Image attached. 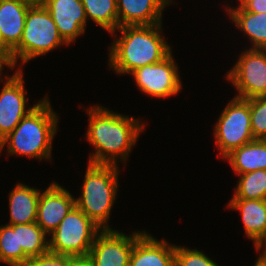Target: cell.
<instances>
[{"mask_svg":"<svg viewBox=\"0 0 266 266\" xmlns=\"http://www.w3.org/2000/svg\"><path fill=\"white\" fill-rule=\"evenodd\" d=\"M178 73L171 52L160 62L140 67L131 74L142 92L163 99L180 92L182 83Z\"/></svg>","mask_w":266,"mask_h":266,"instance_id":"cell-9","label":"cell"},{"mask_svg":"<svg viewBox=\"0 0 266 266\" xmlns=\"http://www.w3.org/2000/svg\"><path fill=\"white\" fill-rule=\"evenodd\" d=\"M61 44L68 46L60 36L48 10L44 6L29 7L20 43L10 52V60L14 68L18 59L22 62H20L22 66Z\"/></svg>","mask_w":266,"mask_h":266,"instance_id":"cell-5","label":"cell"},{"mask_svg":"<svg viewBox=\"0 0 266 266\" xmlns=\"http://www.w3.org/2000/svg\"><path fill=\"white\" fill-rule=\"evenodd\" d=\"M227 206L241 212L245 233L257 248L266 237V200L231 199Z\"/></svg>","mask_w":266,"mask_h":266,"instance_id":"cell-17","label":"cell"},{"mask_svg":"<svg viewBox=\"0 0 266 266\" xmlns=\"http://www.w3.org/2000/svg\"><path fill=\"white\" fill-rule=\"evenodd\" d=\"M29 7L22 0H0V42L9 53L20 43Z\"/></svg>","mask_w":266,"mask_h":266,"instance_id":"cell-16","label":"cell"},{"mask_svg":"<svg viewBox=\"0 0 266 266\" xmlns=\"http://www.w3.org/2000/svg\"><path fill=\"white\" fill-rule=\"evenodd\" d=\"M24 266H68V256L48 252L29 258Z\"/></svg>","mask_w":266,"mask_h":266,"instance_id":"cell-27","label":"cell"},{"mask_svg":"<svg viewBox=\"0 0 266 266\" xmlns=\"http://www.w3.org/2000/svg\"><path fill=\"white\" fill-rule=\"evenodd\" d=\"M232 199L266 200V170L239 174Z\"/></svg>","mask_w":266,"mask_h":266,"instance_id":"cell-24","label":"cell"},{"mask_svg":"<svg viewBox=\"0 0 266 266\" xmlns=\"http://www.w3.org/2000/svg\"><path fill=\"white\" fill-rule=\"evenodd\" d=\"M238 90L237 98L266 96V49H246L226 75Z\"/></svg>","mask_w":266,"mask_h":266,"instance_id":"cell-8","label":"cell"},{"mask_svg":"<svg viewBox=\"0 0 266 266\" xmlns=\"http://www.w3.org/2000/svg\"><path fill=\"white\" fill-rule=\"evenodd\" d=\"M263 252L259 255L265 262H266V237L264 238V240L258 245V247L256 248L257 251H260L261 248H263Z\"/></svg>","mask_w":266,"mask_h":266,"instance_id":"cell-32","label":"cell"},{"mask_svg":"<svg viewBox=\"0 0 266 266\" xmlns=\"http://www.w3.org/2000/svg\"><path fill=\"white\" fill-rule=\"evenodd\" d=\"M235 173L245 174L256 170H266V140L254 139L233 150L225 158Z\"/></svg>","mask_w":266,"mask_h":266,"instance_id":"cell-19","label":"cell"},{"mask_svg":"<svg viewBox=\"0 0 266 266\" xmlns=\"http://www.w3.org/2000/svg\"><path fill=\"white\" fill-rule=\"evenodd\" d=\"M44 7L68 45L85 32L87 18L81 0H49Z\"/></svg>","mask_w":266,"mask_h":266,"instance_id":"cell-13","label":"cell"},{"mask_svg":"<svg viewBox=\"0 0 266 266\" xmlns=\"http://www.w3.org/2000/svg\"><path fill=\"white\" fill-rule=\"evenodd\" d=\"M47 234L36 223L18 224V249L29 257H37L49 252Z\"/></svg>","mask_w":266,"mask_h":266,"instance_id":"cell-22","label":"cell"},{"mask_svg":"<svg viewBox=\"0 0 266 266\" xmlns=\"http://www.w3.org/2000/svg\"><path fill=\"white\" fill-rule=\"evenodd\" d=\"M25 4L30 7L45 6L49 0H22Z\"/></svg>","mask_w":266,"mask_h":266,"instance_id":"cell-31","label":"cell"},{"mask_svg":"<svg viewBox=\"0 0 266 266\" xmlns=\"http://www.w3.org/2000/svg\"><path fill=\"white\" fill-rule=\"evenodd\" d=\"M175 266H218V264L202 251L175 245Z\"/></svg>","mask_w":266,"mask_h":266,"instance_id":"cell-26","label":"cell"},{"mask_svg":"<svg viewBox=\"0 0 266 266\" xmlns=\"http://www.w3.org/2000/svg\"><path fill=\"white\" fill-rule=\"evenodd\" d=\"M222 158L254 140L250 121V99L234 97L222 111L214 128Z\"/></svg>","mask_w":266,"mask_h":266,"instance_id":"cell-7","label":"cell"},{"mask_svg":"<svg viewBox=\"0 0 266 266\" xmlns=\"http://www.w3.org/2000/svg\"><path fill=\"white\" fill-rule=\"evenodd\" d=\"M86 110L89 116L86 138L96 149L88 163L117 165V157L125 162L143 132L142 121L99 105Z\"/></svg>","mask_w":266,"mask_h":266,"instance_id":"cell-1","label":"cell"},{"mask_svg":"<svg viewBox=\"0 0 266 266\" xmlns=\"http://www.w3.org/2000/svg\"><path fill=\"white\" fill-rule=\"evenodd\" d=\"M118 166L88 163L82 195L75 199V205L102 230L111 229L107 223L119 191Z\"/></svg>","mask_w":266,"mask_h":266,"instance_id":"cell-4","label":"cell"},{"mask_svg":"<svg viewBox=\"0 0 266 266\" xmlns=\"http://www.w3.org/2000/svg\"><path fill=\"white\" fill-rule=\"evenodd\" d=\"M40 190L18 183L9 193L10 221L7 225L36 222Z\"/></svg>","mask_w":266,"mask_h":266,"instance_id":"cell-18","label":"cell"},{"mask_svg":"<svg viewBox=\"0 0 266 266\" xmlns=\"http://www.w3.org/2000/svg\"><path fill=\"white\" fill-rule=\"evenodd\" d=\"M87 20L92 19L98 26L110 34L119 28L116 0H81Z\"/></svg>","mask_w":266,"mask_h":266,"instance_id":"cell-21","label":"cell"},{"mask_svg":"<svg viewBox=\"0 0 266 266\" xmlns=\"http://www.w3.org/2000/svg\"><path fill=\"white\" fill-rule=\"evenodd\" d=\"M57 123V114L53 111L49 98L44 97L15 129L0 141L1 151L8 143L6 153L9 155L51 159V146L57 132Z\"/></svg>","mask_w":266,"mask_h":266,"instance_id":"cell-3","label":"cell"},{"mask_svg":"<svg viewBox=\"0 0 266 266\" xmlns=\"http://www.w3.org/2000/svg\"><path fill=\"white\" fill-rule=\"evenodd\" d=\"M144 233L137 231L128 236L114 229L101 230L88 254L93 266H129L134 244Z\"/></svg>","mask_w":266,"mask_h":266,"instance_id":"cell-10","label":"cell"},{"mask_svg":"<svg viewBox=\"0 0 266 266\" xmlns=\"http://www.w3.org/2000/svg\"><path fill=\"white\" fill-rule=\"evenodd\" d=\"M75 199L63 186L52 182L44 192H40L36 223L46 234L53 233L75 206Z\"/></svg>","mask_w":266,"mask_h":266,"instance_id":"cell-12","label":"cell"},{"mask_svg":"<svg viewBox=\"0 0 266 266\" xmlns=\"http://www.w3.org/2000/svg\"><path fill=\"white\" fill-rule=\"evenodd\" d=\"M68 266H93L91 258L87 256H68Z\"/></svg>","mask_w":266,"mask_h":266,"instance_id":"cell-29","label":"cell"},{"mask_svg":"<svg viewBox=\"0 0 266 266\" xmlns=\"http://www.w3.org/2000/svg\"><path fill=\"white\" fill-rule=\"evenodd\" d=\"M162 25H136L118 28L122 35L109 51V67L116 74H131L136 69L160 62L172 51L162 37Z\"/></svg>","mask_w":266,"mask_h":266,"instance_id":"cell-2","label":"cell"},{"mask_svg":"<svg viewBox=\"0 0 266 266\" xmlns=\"http://www.w3.org/2000/svg\"><path fill=\"white\" fill-rule=\"evenodd\" d=\"M29 257L18 249V225L0 226V262L24 266Z\"/></svg>","mask_w":266,"mask_h":266,"instance_id":"cell-23","label":"cell"},{"mask_svg":"<svg viewBox=\"0 0 266 266\" xmlns=\"http://www.w3.org/2000/svg\"><path fill=\"white\" fill-rule=\"evenodd\" d=\"M102 229L76 205L51 233L49 252L66 256H87Z\"/></svg>","mask_w":266,"mask_h":266,"instance_id":"cell-6","label":"cell"},{"mask_svg":"<svg viewBox=\"0 0 266 266\" xmlns=\"http://www.w3.org/2000/svg\"><path fill=\"white\" fill-rule=\"evenodd\" d=\"M5 76L6 81L0 93V141L11 133L20 121L37 105L26 109L27 99L21 68Z\"/></svg>","mask_w":266,"mask_h":266,"instance_id":"cell-11","label":"cell"},{"mask_svg":"<svg viewBox=\"0 0 266 266\" xmlns=\"http://www.w3.org/2000/svg\"><path fill=\"white\" fill-rule=\"evenodd\" d=\"M229 17L252 42V49H266V13L246 11L240 4L238 8L227 7Z\"/></svg>","mask_w":266,"mask_h":266,"instance_id":"cell-20","label":"cell"},{"mask_svg":"<svg viewBox=\"0 0 266 266\" xmlns=\"http://www.w3.org/2000/svg\"><path fill=\"white\" fill-rule=\"evenodd\" d=\"M240 5L249 12L266 13V0H238Z\"/></svg>","mask_w":266,"mask_h":266,"instance_id":"cell-28","label":"cell"},{"mask_svg":"<svg viewBox=\"0 0 266 266\" xmlns=\"http://www.w3.org/2000/svg\"><path fill=\"white\" fill-rule=\"evenodd\" d=\"M4 65L14 69V66L10 60V53L5 48H0V77L2 69H4Z\"/></svg>","mask_w":266,"mask_h":266,"instance_id":"cell-30","label":"cell"},{"mask_svg":"<svg viewBox=\"0 0 266 266\" xmlns=\"http://www.w3.org/2000/svg\"><path fill=\"white\" fill-rule=\"evenodd\" d=\"M129 266H175V246L145 232L134 244Z\"/></svg>","mask_w":266,"mask_h":266,"instance_id":"cell-15","label":"cell"},{"mask_svg":"<svg viewBox=\"0 0 266 266\" xmlns=\"http://www.w3.org/2000/svg\"><path fill=\"white\" fill-rule=\"evenodd\" d=\"M250 121L254 139L266 140V96L250 99Z\"/></svg>","mask_w":266,"mask_h":266,"instance_id":"cell-25","label":"cell"},{"mask_svg":"<svg viewBox=\"0 0 266 266\" xmlns=\"http://www.w3.org/2000/svg\"><path fill=\"white\" fill-rule=\"evenodd\" d=\"M119 28L162 24V12L172 0H116Z\"/></svg>","mask_w":266,"mask_h":266,"instance_id":"cell-14","label":"cell"}]
</instances>
